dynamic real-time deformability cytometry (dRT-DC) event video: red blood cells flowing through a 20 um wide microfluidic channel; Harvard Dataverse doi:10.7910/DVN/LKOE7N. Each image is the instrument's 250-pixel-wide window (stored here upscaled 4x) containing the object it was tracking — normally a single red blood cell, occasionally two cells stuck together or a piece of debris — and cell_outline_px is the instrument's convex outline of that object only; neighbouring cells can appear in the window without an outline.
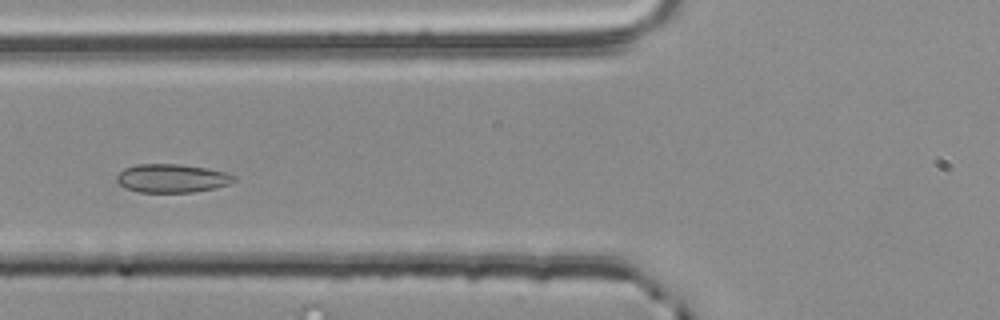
{"species": "common noctule bat (a hibernating species)", "species_latin": "Nyctalus noctula", "temperature_condition": "room temperature", "stored_images_in_passage": 48, "camera_frame_rate_fps": 3000, "um_per_image_px": 0.085, "animal": {"sex": "male", "body_mass_g": 20.4}, "frame": {"image": 1, "passage_image": 15, "time_ms": 4.667, "image_size_px": [1000, 320], "cell_outline_px": [[236, 180], [228, 184], [216, 188], [192, 192], [140, 192], [128, 188], [120, 184], [116, 180], [116, 176], [124, 168], [136, 164], [180, 164], [208, 168], [224, 172], [236, 176]], "centroid_in_image_um": [14.63, 15.14], "position_along_channel_um": 111.2, "area_um2": 19.42}}
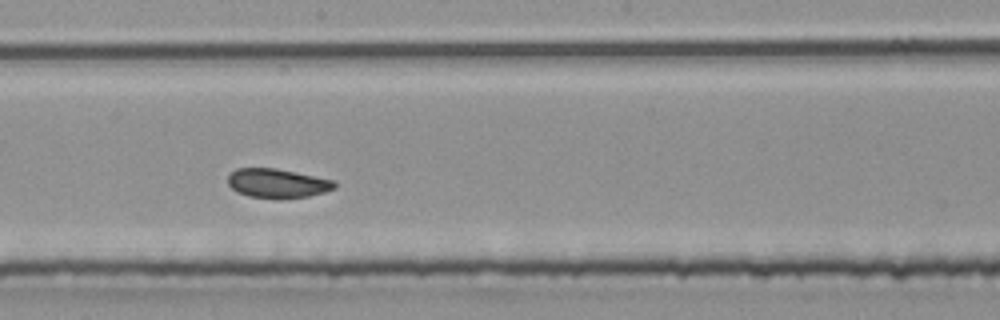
{"frame": {"image": 2, "passage_image": 24, "time_ms": 7.667, "image_size_px": [1000, 320], "cell_outline_px": [[336, 188], [324, 192], [308, 196], [280, 200], [276, 200], [248, 196], [236, 192], [228, 184], [228, 176], [236, 168], [276, 168], [296, 172], [332, 180], [336, 184]], "centroid_in_image_um": [23.55, 15.6], "position_along_channel_um": 224.7, "area_um2": 18.38}}
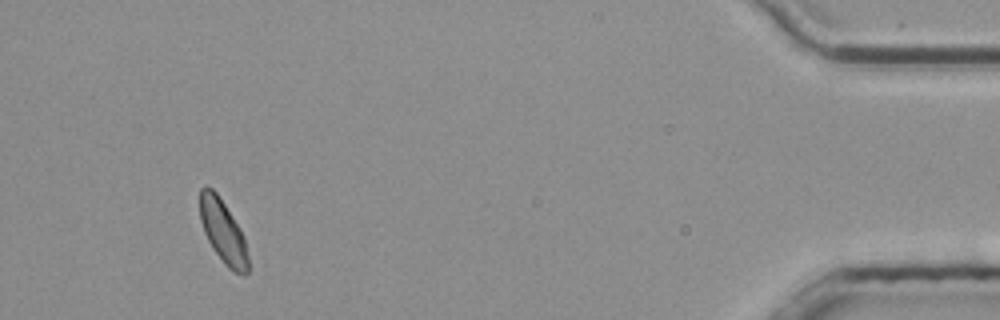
{"frame": {"image": 3, "passage_image": 45, "time_ms": 14.667, "image_size_px": [1000, 320], "cell_outline_px": [[248, 272], [244, 276], [232, 272], [224, 264], [212, 248], [204, 232], [200, 220], [200, 188], [212, 188], [216, 192], [240, 228], [244, 236], [248, 256]], "centroid_in_image_um": [18.97, 19.74], "position_along_channel_um": 416.2, "area_um2": 17.74}, "authors_computed_cell_mechanics": {"area_um2": 18.6983, "velocity_mm_per_s": 3.786, "shape_relaxation_time_tau1_ms": 2.5613, "shape_relaxation_time_tau2_ms": 1.5812, "deformation_change_tau1": 0.0698, "deformation_change_tau2": 0.049}}